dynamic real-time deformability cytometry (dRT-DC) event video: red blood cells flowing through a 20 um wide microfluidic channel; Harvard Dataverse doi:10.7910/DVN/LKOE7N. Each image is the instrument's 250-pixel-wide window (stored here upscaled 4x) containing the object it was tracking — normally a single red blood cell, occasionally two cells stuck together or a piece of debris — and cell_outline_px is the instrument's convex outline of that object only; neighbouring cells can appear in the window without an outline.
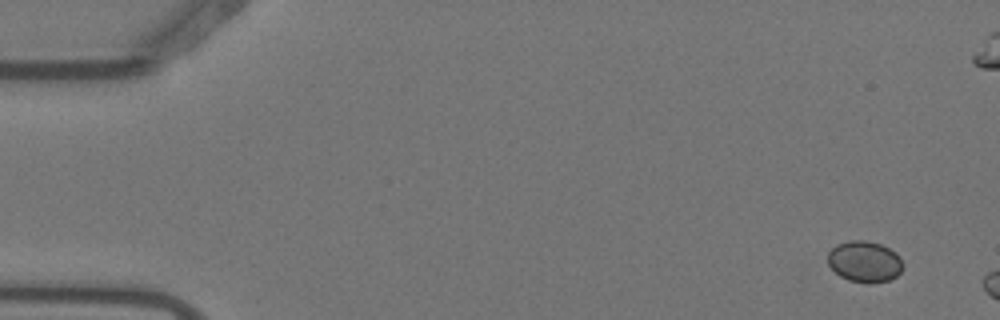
{"species": "Egyptian fruit bat (a non-hibernating species)", "species_latin": "Rousettus aegyptiacus", "temperature_condition": "warm", "stored_images_in_passage": 3, "camera_frame_rate_fps": 3000, "um_per_image_px": 0.085, "animal": {"sex": "female"}, "frame": {"image": 1, "passage_image": 1, "time_ms": 0.0, "image_size_px": [1000, 320], "cell_outline_px": [[904, 268], [896, 276], [888, 280], [868, 284], [848, 280], [840, 276], [828, 264], [828, 252], [836, 244], [848, 240], [864, 240], [880, 244], [896, 252], [900, 256], [904, 264]], "centroid_in_image_um": [73.5, 22.23], "position_along_channel_um": 11.5, "area_um2": 18.21}}